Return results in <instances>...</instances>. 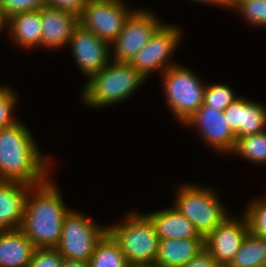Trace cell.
Here are the masks:
<instances>
[{
    "label": "cell",
    "mask_w": 266,
    "mask_h": 267,
    "mask_svg": "<svg viewBox=\"0 0 266 267\" xmlns=\"http://www.w3.org/2000/svg\"><path fill=\"white\" fill-rule=\"evenodd\" d=\"M32 132L18 121L0 132V180L35 186L43 183L54 162L44 156ZM50 169V170H49Z\"/></svg>",
    "instance_id": "1"
},
{
    "label": "cell",
    "mask_w": 266,
    "mask_h": 267,
    "mask_svg": "<svg viewBox=\"0 0 266 267\" xmlns=\"http://www.w3.org/2000/svg\"><path fill=\"white\" fill-rule=\"evenodd\" d=\"M58 187L48 177L29 188L19 229L35 248H56L60 242L64 218L71 209L66 206Z\"/></svg>",
    "instance_id": "2"
},
{
    "label": "cell",
    "mask_w": 266,
    "mask_h": 267,
    "mask_svg": "<svg viewBox=\"0 0 266 267\" xmlns=\"http://www.w3.org/2000/svg\"><path fill=\"white\" fill-rule=\"evenodd\" d=\"M146 81L129 63L111 60L87 79L80 98L89 108L111 107L126 101Z\"/></svg>",
    "instance_id": "3"
},
{
    "label": "cell",
    "mask_w": 266,
    "mask_h": 267,
    "mask_svg": "<svg viewBox=\"0 0 266 267\" xmlns=\"http://www.w3.org/2000/svg\"><path fill=\"white\" fill-rule=\"evenodd\" d=\"M129 212L118 224L108 225V232L119 244L129 266L154 265L159 237L153 223L144 212Z\"/></svg>",
    "instance_id": "4"
},
{
    "label": "cell",
    "mask_w": 266,
    "mask_h": 267,
    "mask_svg": "<svg viewBox=\"0 0 266 267\" xmlns=\"http://www.w3.org/2000/svg\"><path fill=\"white\" fill-rule=\"evenodd\" d=\"M179 185L173 206L194 224L200 235L206 237L229 216L214 188L191 183Z\"/></svg>",
    "instance_id": "5"
},
{
    "label": "cell",
    "mask_w": 266,
    "mask_h": 267,
    "mask_svg": "<svg viewBox=\"0 0 266 267\" xmlns=\"http://www.w3.org/2000/svg\"><path fill=\"white\" fill-rule=\"evenodd\" d=\"M181 65L163 72L161 85L169 110L184 125L203 104L206 84L191 69Z\"/></svg>",
    "instance_id": "6"
},
{
    "label": "cell",
    "mask_w": 266,
    "mask_h": 267,
    "mask_svg": "<svg viewBox=\"0 0 266 267\" xmlns=\"http://www.w3.org/2000/svg\"><path fill=\"white\" fill-rule=\"evenodd\" d=\"M77 211L71 209L65 216L56 249L64 258L89 262L108 226L97 225L92 217Z\"/></svg>",
    "instance_id": "7"
},
{
    "label": "cell",
    "mask_w": 266,
    "mask_h": 267,
    "mask_svg": "<svg viewBox=\"0 0 266 267\" xmlns=\"http://www.w3.org/2000/svg\"><path fill=\"white\" fill-rule=\"evenodd\" d=\"M182 34L180 26L164 22L129 64L146 79L154 72L162 74L177 64L171 58L180 46Z\"/></svg>",
    "instance_id": "8"
},
{
    "label": "cell",
    "mask_w": 266,
    "mask_h": 267,
    "mask_svg": "<svg viewBox=\"0 0 266 267\" xmlns=\"http://www.w3.org/2000/svg\"><path fill=\"white\" fill-rule=\"evenodd\" d=\"M162 24L163 21L154 12L141 7L135 9L119 35L110 43L111 60L129 63Z\"/></svg>",
    "instance_id": "9"
},
{
    "label": "cell",
    "mask_w": 266,
    "mask_h": 267,
    "mask_svg": "<svg viewBox=\"0 0 266 267\" xmlns=\"http://www.w3.org/2000/svg\"><path fill=\"white\" fill-rule=\"evenodd\" d=\"M135 9L123 0H90L79 15V23L110 44Z\"/></svg>",
    "instance_id": "10"
},
{
    "label": "cell",
    "mask_w": 266,
    "mask_h": 267,
    "mask_svg": "<svg viewBox=\"0 0 266 267\" xmlns=\"http://www.w3.org/2000/svg\"><path fill=\"white\" fill-rule=\"evenodd\" d=\"M184 125L196 128L201 140L214 151L226 155L233 152L237 139L223 111L202 104Z\"/></svg>",
    "instance_id": "11"
},
{
    "label": "cell",
    "mask_w": 266,
    "mask_h": 267,
    "mask_svg": "<svg viewBox=\"0 0 266 267\" xmlns=\"http://www.w3.org/2000/svg\"><path fill=\"white\" fill-rule=\"evenodd\" d=\"M249 231L246 217L232 215L205 237V249L221 267H228Z\"/></svg>",
    "instance_id": "12"
},
{
    "label": "cell",
    "mask_w": 266,
    "mask_h": 267,
    "mask_svg": "<svg viewBox=\"0 0 266 267\" xmlns=\"http://www.w3.org/2000/svg\"><path fill=\"white\" fill-rule=\"evenodd\" d=\"M69 46L78 69L87 79L111 61L110 44L80 24L73 31Z\"/></svg>",
    "instance_id": "13"
},
{
    "label": "cell",
    "mask_w": 266,
    "mask_h": 267,
    "mask_svg": "<svg viewBox=\"0 0 266 267\" xmlns=\"http://www.w3.org/2000/svg\"><path fill=\"white\" fill-rule=\"evenodd\" d=\"M41 47L49 50L68 47L79 15L68 10L43 6L41 9Z\"/></svg>",
    "instance_id": "14"
},
{
    "label": "cell",
    "mask_w": 266,
    "mask_h": 267,
    "mask_svg": "<svg viewBox=\"0 0 266 267\" xmlns=\"http://www.w3.org/2000/svg\"><path fill=\"white\" fill-rule=\"evenodd\" d=\"M260 103L243 95L223 111L236 139L266 131V104Z\"/></svg>",
    "instance_id": "15"
},
{
    "label": "cell",
    "mask_w": 266,
    "mask_h": 267,
    "mask_svg": "<svg viewBox=\"0 0 266 267\" xmlns=\"http://www.w3.org/2000/svg\"><path fill=\"white\" fill-rule=\"evenodd\" d=\"M29 188L23 183L0 180V230L20 228Z\"/></svg>",
    "instance_id": "16"
},
{
    "label": "cell",
    "mask_w": 266,
    "mask_h": 267,
    "mask_svg": "<svg viewBox=\"0 0 266 267\" xmlns=\"http://www.w3.org/2000/svg\"><path fill=\"white\" fill-rule=\"evenodd\" d=\"M145 214L150 218L159 240L205 239L194 224L174 206Z\"/></svg>",
    "instance_id": "17"
},
{
    "label": "cell",
    "mask_w": 266,
    "mask_h": 267,
    "mask_svg": "<svg viewBox=\"0 0 266 267\" xmlns=\"http://www.w3.org/2000/svg\"><path fill=\"white\" fill-rule=\"evenodd\" d=\"M6 27L15 46L22 49L41 48V11L18 13L7 19Z\"/></svg>",
    "instance_id": "18"
},
{
    "label": "cell",
    "mask_w": 266,
    "mask_h": 267,
    "mask_svg": "<svg viewBox=\"0 0 266 267\" xmlns=\"http://www.w3.org/2000/svg\"><path fill=\"white\" fill-rule=\"evenodd\" d=\"M205 249V239L159 240L155 265L183 267Z\"/></svg>",
    "instance_id": "19"
},
{
    "label": "cell",
    "mask_w": 266,
    "mask_h": 267,
    "mask_svg": "<svg viewBox=\"0 0 266 267\" xmlns=\"http://www.w3.org/2000/svg\"><path fill=\"white\" fill-rule=\"evenodd\" d=\"M35 245L18 229L0 230V267H28Z\"/></svg>",
    "instance_id": "20"
},
{
    "label": "cell",
    "mask_w": 266,
    "mask_h": 267,
    "mask_svg": "<svg viewBox=\"0 0 266 267\" xmlns=\"http://www.w3.org/2000/svg\"><path fill=\"white\" fill-rule=\"evenodd\" d=\"M228 267H266V238L248 231Z\"/></svg>",
    "instance_id": "21"
},
{
    "label": "cell",
    "mask_w": 266,
    "mask_h": 267,
    "mask_svg": "<svg viewBox=\"0 0 266 267\" xmlns=\"http://www.w3.org/2000/svg\"><path fill=\"white\" fill-rule=\"evenodd\" d=\"M89 265L90 267H129L119 244L109 232L96 245Z\"/></svg>",
    "instance_id": "22"
},
{
    "label": "cell",
    "mask_w": 266,
    "mask_h": 267,
    "mask_svg": "<svg viewBox=\"0 0 266 267\" xmlns=\"http://www.w3.org/2000/svg\"><path fill=\"white\" fill-rule=\"evenodd\" d=\"M240 155L254 164L266 163V131L258 134L242 136L236 140V145L231 153Z\"/></svg>",
    "instance_id": "23"
},
{
    "label": "cell",
    "mask_w": 266,
    "mask_h": 267,
    "mask_svg": "<svg viewBox=\"0 0 266 267\" xmlns=\"http://www.w3.org/2000/svg\"><path fill=\"white\" fill-rule=\"evenodd\" d=\"M238 97L239 95L237 96L228 84L210 83L206 84L203 104L210 108L224 111L226 107L233 103Z\"/></svg>",
    "instance_id": "24"
},
{
    "label": "cell",
    "mask_w": 266,
    "mask_h": 267,
    "mask_svg": "<svg viewBox=\"0 0 266 267\" xmlns=\"http://www.w3.org/2000/svg\"><path fill=\"white\" fill-rule=\"evenodd\" d=\"M243 210L249 231L254 235L266 238V197L251 200Z\"/></svg>",
    "instance_id": "25"
},
{
    "label": "cell",
    "mask_w": 266,
    "mask_h": 267,
    "mask_svg": "<svg viewBox=\"0 0 266 267\" xmlns=\"http://www.w3.org/2000/svg\"><path fill=\"white\" fill-rule=\"evenodd\" d=\"M232 10L239 12L251 26L266 28V0H244Z\"/></svg>",
    "instance_id": "26"
},
{
    "label": "cell",
    "mask_w": 266,
    "mask_h": 267,
    "mask_svg": "<svg viewBox=\"0 0 266 267\" xmlns=\"http://www.w3.org/2000/svg\"><path fill=\"white\" fill-rule=\"evenodd\" d=\"M45 5V0H0V8L6 20L18 13L40 10Z\"/></svg>",
    "instance_id": "27"
},
{
    "label": "cell",
    "mask_w": 266,
    "mask_h": 267,
    "mask_svg": "<svg viewBox=\"0 0 266 267\" xmlns=\"http://www.w3.org/2000/svg\"><path fill=\"white\" fill-rule=\"evenodd\" d=\"M63 258L56 248H35L28 267H61Z\"/></svg>",
    "instance_id": "28"
},
{
    "label": "cell",
    "mask_w": 266,
    "mask_h": 267,
    "mask_svg": "<svg viewBox=\"0 0 266 267\" xmlns=\"http://www.w3.org/2000/svg\"><path fill=\"white\" fill-rule=\"evenodd\" d=\"M17 100L18 96L11 87L0 85V120H18L14 115Z\"/></svg>",
    "instance_id": "29"
},
{
    "label": "cell",
    "mask_w": 266,
    "mask_h": 267,
    "mask_svg": "<svg viewBox=\"0 0 266 267\" xmlns=\"http://www.w3.org/2000/svg\"><path fill=\"white\" fill-rule=\"evenodd\" d=\"M89 1L90 0H45L47 6L68 10L78 15L81 14L84 6Z\"/></svg>",
    "instance_id": "30"
},
{
    "label": "cell",
    "mask_w": 266,
    "mask_h": 267,
    "mask_svg": "<svg viewBox=\"0 0 266 267\" xmlns=\"http://www.w3.org/2000/svg\"><path fill=\"white\" fill-rule=\"evenodd\" d=\"M183 267H221V266L210 255V253L206 249H204Z\"/></svg>",
    "instance_id": "31"
},
{
    "label": "cell",
    "mask_w": 266,
    "mask_h": 267,
    "mask_svg": "<svg viewBox=\"0 0 266 267\" xmlns=\"http://www.w3.org/2000/svg\"><path fill=\"white\" fill-rule=\"evenodd\" d=\"M61 267H90L89 262L63 258Z\"/></svg>",
    "instance_id": "32"
},
{
    "label": "cell",
    "mask_w": 266,
    "mask_h": 267,
    "mask_svg": "<svg viewBox=\"0 0 266 267\" xmlns=\"http://www.w3.org/2000/svg\"><path fill=\"white\" fill-rule=\"evenodd\" d=\"M244 0H223V9H233L234 7H236L240 2H242Z\"/></svg>",
    "instance_id": "33"
},
{
    "label": "cell",
    "mask_w": 266,
    "mask_h": 267,
    "mask_svg": "<svg viewBox=\"0 0 266 267\" xmlns=\"http://www.w3.org/2000/svg\"><path fill=\"white\" fill-rule=\"evenodd\" d=\"M192 1H197V2H201L204 4H209V5H217L219 7H223V0H192Z\"/></svg>",
    "instance_id": "34"
},
{
    "label": "cell",
    "mask_w": 266,
    "mask_h": 267,
    "mask_svg": "<svg viewBox=\"0 0 266 267\" xmlns=\"http://www.w3.org/2000/svg\"><path fill=\"white\" fill-rule=\"evenodd\" d=\"M19 120H0V132L3 128L14 125Z\"/></svg>",
    "instance_id": "35"
},
{
    "label": "cell",
    "mask_w": 266,
    "mask_h": 267,
    "mask_svg": "<svg viewBox=\"0 0 266 267\" xmlns=\"http://www.w3.org/2000/svg\"><path fill=\"white\" fill-rule=\"evenodd\" d=\"M6 22L7 20L4 17L2 9L0 8V33L3 31L4 28H6Z\"/></svg>",
    "instance_id": "36"
},
{
    "label": "cell",
    "mask_w": 266,
    "mask_h": 267,
    "mask_svg": "<svg viewBox=\"0 0 266 267\" xmlns=\"http://www.w3.org/2000/svg\"><path fill=\"white\" fill-rule=\"evenodd\" d=\"M129 267H158L157 265H139V266H129Z\"/></svg>",
    "instance_id": "37"
}]
</instances>
